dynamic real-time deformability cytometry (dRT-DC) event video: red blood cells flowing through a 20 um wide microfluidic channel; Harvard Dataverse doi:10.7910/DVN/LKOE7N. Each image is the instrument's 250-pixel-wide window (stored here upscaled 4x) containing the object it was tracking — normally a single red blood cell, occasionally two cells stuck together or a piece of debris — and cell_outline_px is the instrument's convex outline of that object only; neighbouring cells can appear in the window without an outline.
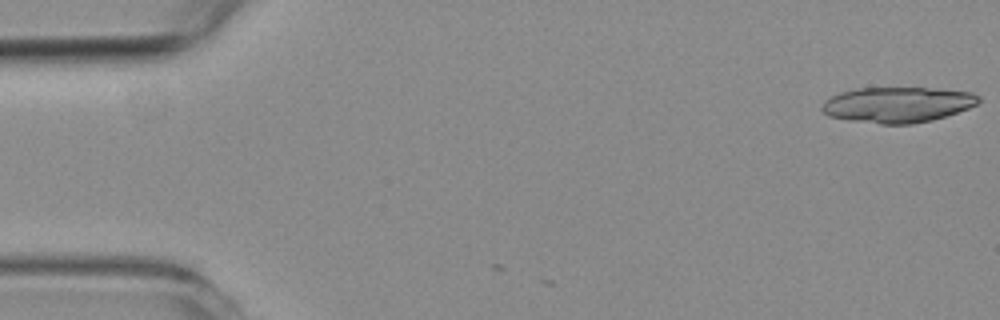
{"species": "common noctule bat (a hibernating species)", "species_latin": "Nyctalus noctula", "temperature_condition": "room temperature", "stored_images_in_passage": 2, "camera_frame_rate_fps": 3000, "um_per_image_px": 0.085, "animal": {"sex": "female", "body_mass_g": 19.3, "forearm_length_mm": 54.1}, "frame": {"image": 1, "passage_image": 2, "time_ms": 0.333, "image_size_px": [1000, 320], "cell_outline_px": [[980, 100], [976, 104], [968, 108], [932, 120], [912, 124], [880, 124], [848, 120], [828, 116], [820, 108], [824, 100], [840, 92], [856, 88], [936, 88], [972, 92], [980, 96]], "centroid_in_image_um": [76.27, 8.89], "position_along_channel_um": 8.7, "area_um2": 32.54}}